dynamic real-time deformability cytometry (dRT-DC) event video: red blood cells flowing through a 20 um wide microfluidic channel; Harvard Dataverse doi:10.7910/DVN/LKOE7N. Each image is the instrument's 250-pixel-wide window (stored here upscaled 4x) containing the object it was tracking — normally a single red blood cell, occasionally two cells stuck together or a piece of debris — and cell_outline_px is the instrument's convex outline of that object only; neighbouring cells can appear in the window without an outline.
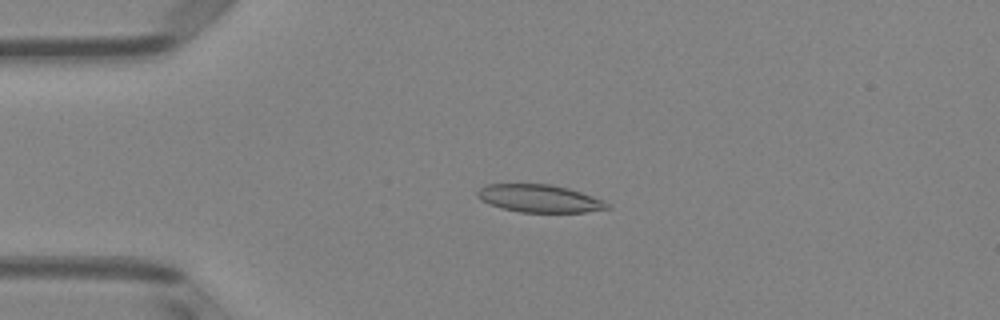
{"species": "Egyptian fruit bat (a non-hibernating species)", "species_latin": "Rousettus aegyptiacus", "temperature_condition": "room temperature", "stored_images_in_passage": 51, "camera_frame_rate_fps": 3000, "um_per_image_px": 0.085, "animal": {"sex": "female"}, "frame": {"image": 1, "passage_image": 12, "time_ms": 3.667, "image_size_px": [1000, 320], "cell_outline_px": [[612, 208], [584, 212], [520, 212], [488, 204], [480, 200], [476, 196], [476, 192], [484, 184], [552, 184], [568, 188], [604, 200], [612, 204]], "centroid_in_image_um": [45.86, 16.87], "position_along_channel_um": 39.1, "area_um2": 21.1}}
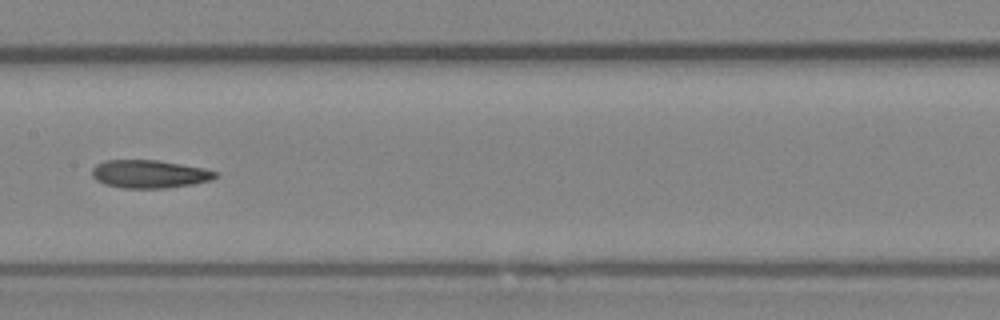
{"frame": {"image": 2, "passage_image": 26, "time_ms": 8.333, "image_size_px": [1000, 320], "cell_outline_px": [[220, 176], [212, 180], [192, 184], [168, 188], [124, 188], [104, 184], [96, 180], [92, 176], [92, 168], [96, 164], [104, 160], [156, 160], [204, 168], [216, 172]], "centroid_in_image_um": [12.7, 14.79], "position_along_channel_um": 194.7, "area_um2": 20.23}}
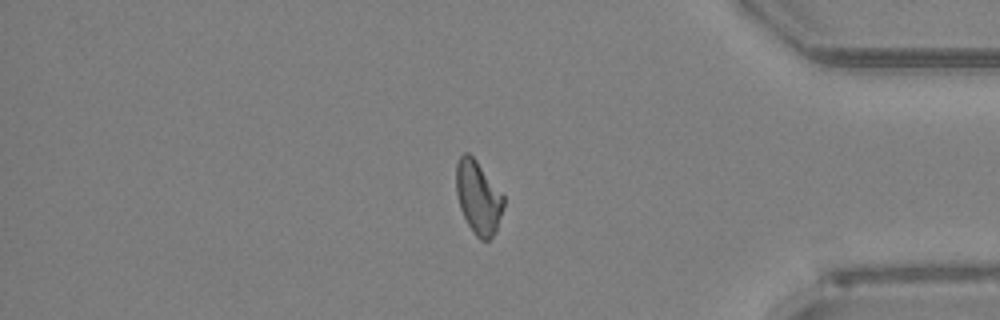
{"frame": {"image": 3, "passage_image": 43, "time_ms": 14.0, "image_size_px": [1000, 320], "cell_outline_px": [[504, 208], [496, 232], [488, 240], [480, 240], [472, 232], [460, 208], [456, 192], [456, 164], [460, 156], [464, 152], [468, 152], [476, 160], [504, 196]], "centroid_in_image_um": [40.65, 16.79], "position_along_channel_um": 394.6, "area_um2": 20.23}, "authors_computed_cell_mechanics": {"area_um2": 20.4034, "velocity_mm_per_s": 3.9922, "shape_relaxation_time_tau1_ms": null, "shape_relaxation_time_tau2_ms": 3.1404, "deformation_change_tau1": null, "deformation_change_tau2": 0.1169}}